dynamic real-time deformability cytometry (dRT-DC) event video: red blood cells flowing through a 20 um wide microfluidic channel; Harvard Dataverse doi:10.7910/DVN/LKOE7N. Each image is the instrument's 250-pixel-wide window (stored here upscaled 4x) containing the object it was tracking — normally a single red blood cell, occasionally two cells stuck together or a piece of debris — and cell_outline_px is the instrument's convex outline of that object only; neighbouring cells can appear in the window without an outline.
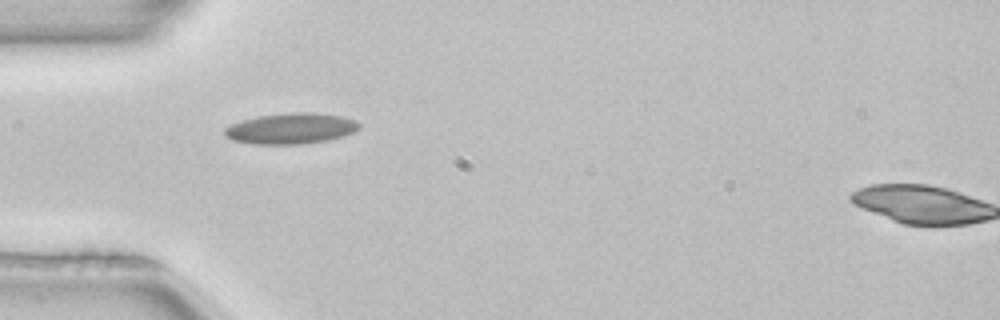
{"species": "common noctule bat (a hibernating species)", "species_latin": "Nyctalus noctula", "temperature_condition": "room temperature", "stored_images_in_passage": 24, "camera_frame_rate_fps": 3000, "um_per_image_px": 0.085, "animal": {"sex": "female", "body_mass_g": 22.7, "forearm_length_mm": 54.2}, "frame": {"image": 1, "passage_image": 1, "time_ms": 0.0, "image_size_px": [1000, 320], "cell_outline_px": [[360, 128], [344, 136], [328, 140], [304, 144], [252, 144], [232, 140], [224, 136], [224, 128], [240, 120], [256, 116], [292, 112], [312, 112], [340, 116], [356, 120], [360, 124]], "centroid_in_image_um": [24.7, 10.92], "position_along_channel_um": 60.3, "area_um2": 24.39}, "authors_computed_cell_mechanics": {"area_um2": 22.5709, "velocity_mm_per_s": 3.9882, "shape_relaxation_time_tau1_ms": null, "shape_relaxation_time_tau2_ms": 1.4809, "deformation_change_tau1": null, "deformation_change_tau2": 0.0431}}